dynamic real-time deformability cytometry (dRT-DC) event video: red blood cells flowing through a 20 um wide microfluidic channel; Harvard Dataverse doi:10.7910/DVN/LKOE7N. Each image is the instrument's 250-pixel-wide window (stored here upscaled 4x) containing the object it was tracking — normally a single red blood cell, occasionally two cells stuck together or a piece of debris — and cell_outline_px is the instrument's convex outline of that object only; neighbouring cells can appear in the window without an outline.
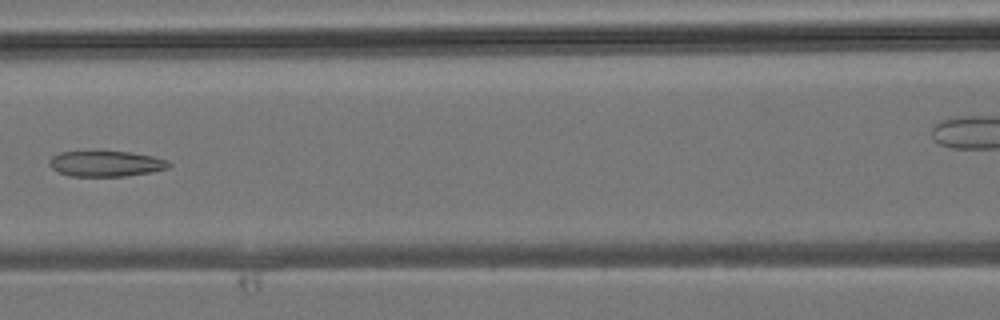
{"species": "common noctule bat (a hibernating species)", "species_latin": "Nyctalus noctula", "temperature_condition": "room temperature", "stored_images_in_passage": 29, "camera_frame_rate_fps": 3000, "um_per_image_px": 0.085, "animal": {"sex": "male", "body_mass_g": 19.2, "forearm_length_mm": 51.8}, "frame": {"image": 1, "passage_image": 7, "time_ms": 2.0, "image_size_px": [1000, 320], "cell_outline_px": [[172, 164], [168, 168], [152, 172], [124, 176], [68, 176], [52, 168], [48, 164], [48, 160], [52, 156], [60, 152], [132, 152], [152, 156], [168, 160]], "centroid_in_image_um": [9.01, 13.92], "position_along_channel_um": 157.6, "area_um2": 17.8}}
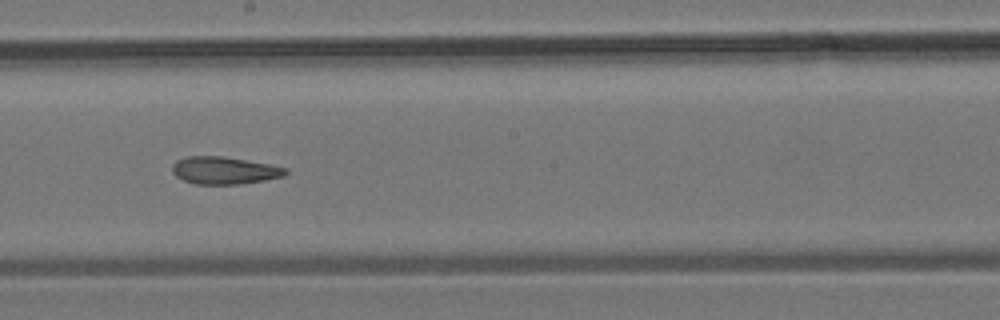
{"frame": {"image": 2, "passage_image": 11, "time_ms": 3.333, "image_size_px": [1000, 320], "cell_outline_px": [[288, 172], [284, 176], [264, 180], [240, 184], [196, 184], [184, 180], [176, 176], [172, 172], [172, 164], [176, 160], [188, 156], [224, 156], [268, 164], [288, 168]], "centroid_in_image_um": [19.06, 14.48], "position_along_channel_um": 229.1, "area_um2": 18.09}}
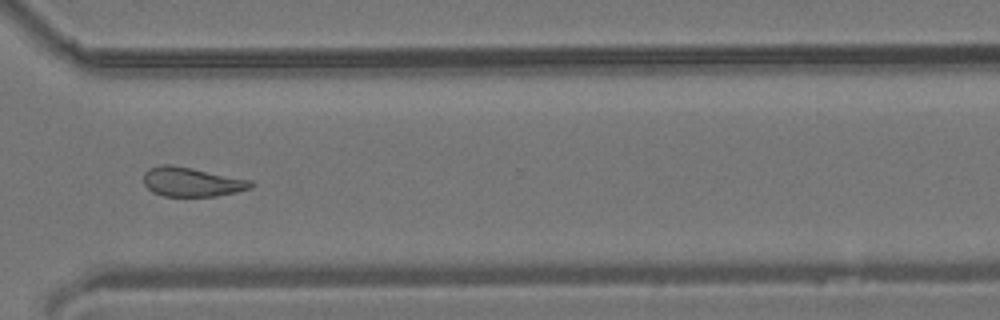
{"frame": {"image": 3, "passage_image": 18, "time_ms": 5.667, "image_size_px": [1000, 320], "cell_outline_px": [[256, 184], [252, 188], [236, 192], [216, 196], [164, 196], [152, 192], [144, 184], [144, 172], [148, 168], [160, 164], [172, 164], [252, 180]], "centroid_in_image_um": [16.31, 15.45], "position_along_channel_um": 354.3, "area_um2": 18.5}}